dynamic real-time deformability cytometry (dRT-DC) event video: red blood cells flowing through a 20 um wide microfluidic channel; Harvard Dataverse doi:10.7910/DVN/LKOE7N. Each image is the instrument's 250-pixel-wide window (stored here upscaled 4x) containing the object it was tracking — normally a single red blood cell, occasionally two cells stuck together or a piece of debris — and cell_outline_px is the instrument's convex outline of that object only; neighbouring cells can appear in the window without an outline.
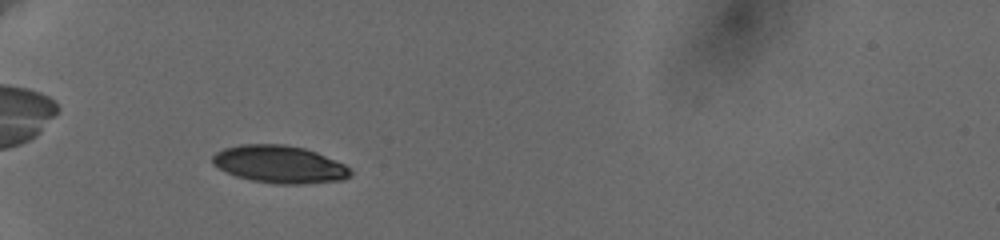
{"species": "human", "species_latin": "Homo sapiens", "temperature_condition": "cold", "stored_images_in_passage": 31, "camera_frame_rate_fps": 3000, "um_per_image_px": 0.085, "donor": {"sex": "female"}, "frame": {"image": 1, "passage_image": 4, "time_ms": 2.333, "image_size_px": [1000, 240], "cell_outline_px": [[352, 176], [344, 180], [304, 184], [276, 184], [252, 180], [236, 176], [212, 164], [212, 156], [216, 152], [224, 148], [240, 144], [284, 144], [304, 148], [316, 152], [344, 164], [352, 172]], "centroid_in_image_um": [23.77, 13.97], "position_along_channel_um": 61.2, "area_um2": 30.17}}
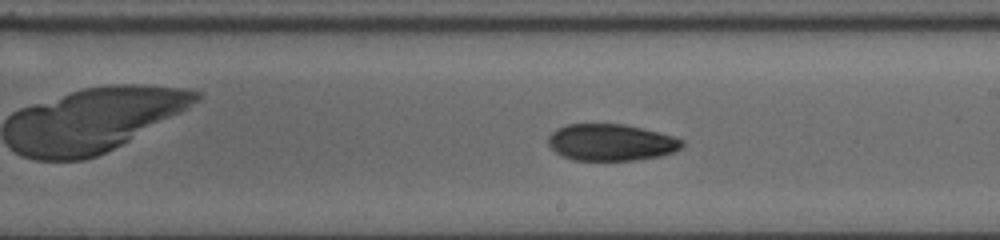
{"frame": {"image": 2, "passage_image": 17, "time_ms": 7.667, "image_size_px": [1000, 240], "cell_outline_px": [[684, 144], [676, 152], [660, 156], [636, 160], [572, 160], [560, 156], [548, 144], [548, 136], [556, 128], [568, 124], [624, 124], [672, 136], [684, 140]], "centroid_in_image_um": [51.92, 12.11], "position_along_channel_um": 237.1, "area_um2": 28.67}}
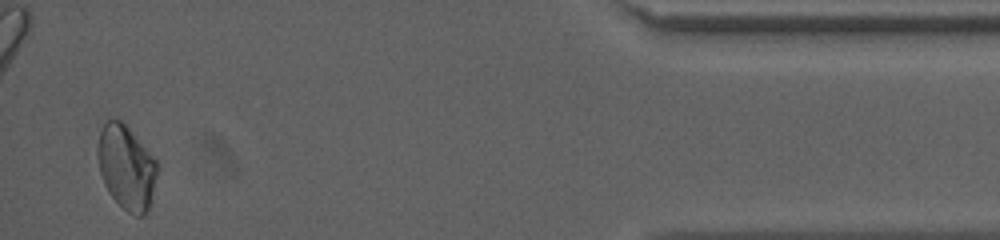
{"frame": {"image": 3, "passage_image": 31, "time_ms": 14.333, "image_size_px": [1000, 240], "cell_outline_px": [[160, 168], [148, 208], [144, 216], [136, 216], [128, 212], [108, 192], [104, 184], [100, 172], [96, 152], [96, 148], [100, 132], [104, 124], [108, 120], [120, 120], [128, 128], [160, 164]], "centroid_in_image_um": [10.75, 14.23], "position_along_channel_um": 424.4, "area_um2": 29.13}, "authors_computed_cell_mechanics": {"area_um2": 29.1312, "velocity_mm_per_s": 3.6425, "shape_relaxation_time_tau1_ms": null, "shape_relaxation_time_tau2_ms": 6.4369, "deformation_change_tau1": null, "deformation_change_tau2": 0.1167}}